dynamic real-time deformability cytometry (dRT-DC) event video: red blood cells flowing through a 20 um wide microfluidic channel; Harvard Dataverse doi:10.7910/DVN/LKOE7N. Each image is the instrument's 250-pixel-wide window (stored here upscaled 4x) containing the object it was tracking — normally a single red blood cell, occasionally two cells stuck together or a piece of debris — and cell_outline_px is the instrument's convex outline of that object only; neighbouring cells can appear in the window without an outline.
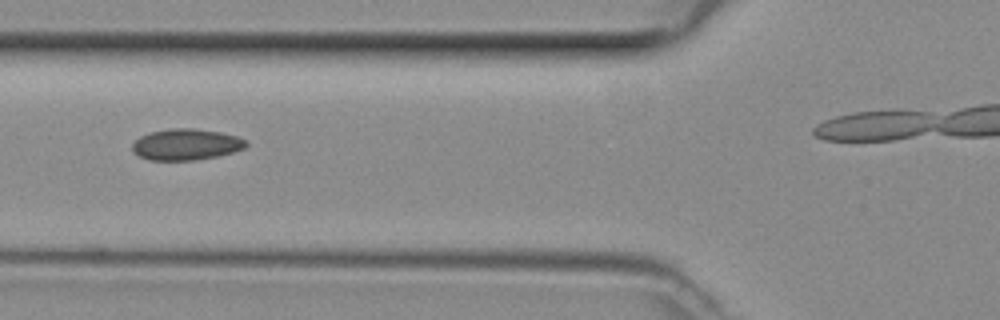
{"species": "common noctule bat (a hibernating species)", "species_latin": "Nyctalus noctula", "temperature_condition": "room temperature", "stored_images_in_passage": 25, "camera_frame_rate_fps": 3000, "um_per_image_px": 0.085, "animal": {"sex": "female", "body_mass_g": 29.2, "forearm_length_mm": 56.3}, "frame": {"image": 1, "passage_image": 4, "time_ms": 1.0, "image_size_px": [1000, 320], "cell_outline_px": [[248, 144], [244, 148], [232, 152], [216, 156], [196, 160], [148, 160], [132, 152], [132, 144], [140, 136], [152, 132], [172, 128], [192, 128], [220, 132], [236, 136], [248, 140]], "centroid_in_image_um": [15.82, 12.28], "position_along_channel_um": 110.0, "area_um2": 20.63}}
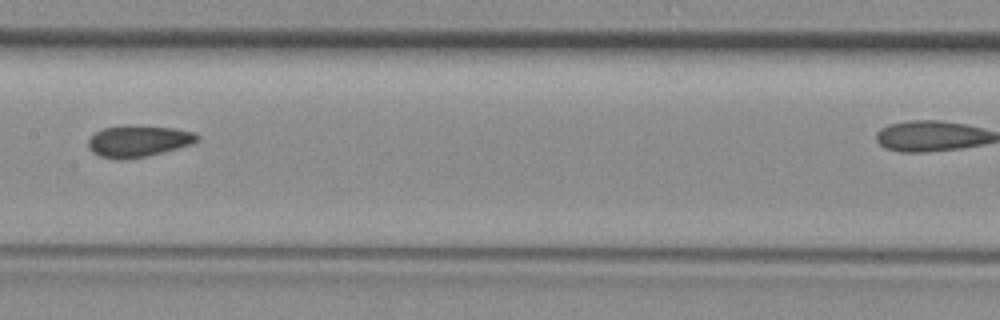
{"frame": {"image": 2, "passage_image": 10, "time_ms": 3.0, "image_size_px": [1000, 320], "cell_outline_px": [[200, 140], [176, 148], [148, 156], [124, 160], [120, 160], [100, 156], [92, 152], [88, 148], [88, 140], [96, 132], [104, 128], [128, 124], [176, 128], [196, 132], [200, 136]], "centroid_in_image_um": [11.76, 11.98], "position_along_channel_um": 195.6, "area_um2": 20.23}}
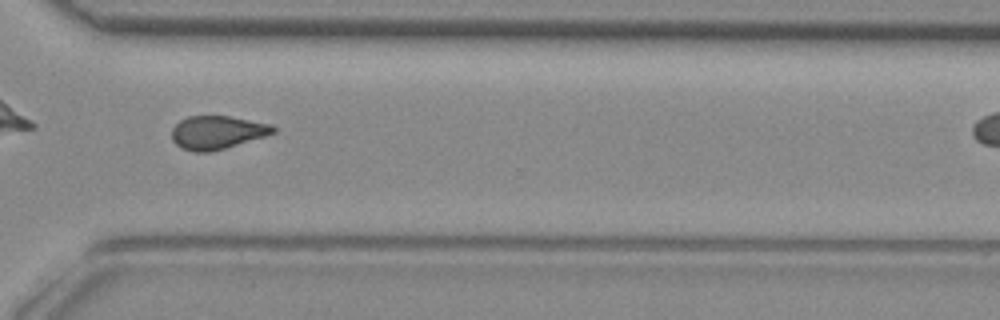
{"frame": {"image": 3, "passage_image": 21, "time_ms": 6.667, "image_size_px": [1000, 320], "cell_outline_px": [[276, 132], [268, 136], [224, 148], [208, 152], [196, 152], [180, 148], [172, 140], [172, 128], [180, 120], [188, 116], [228, 116], [272, 124], [276, 128]], "centroid_in_image_um": [18.48, 11.26], "position_along_channel_um": 352.1, "area_um2": 19.77}}